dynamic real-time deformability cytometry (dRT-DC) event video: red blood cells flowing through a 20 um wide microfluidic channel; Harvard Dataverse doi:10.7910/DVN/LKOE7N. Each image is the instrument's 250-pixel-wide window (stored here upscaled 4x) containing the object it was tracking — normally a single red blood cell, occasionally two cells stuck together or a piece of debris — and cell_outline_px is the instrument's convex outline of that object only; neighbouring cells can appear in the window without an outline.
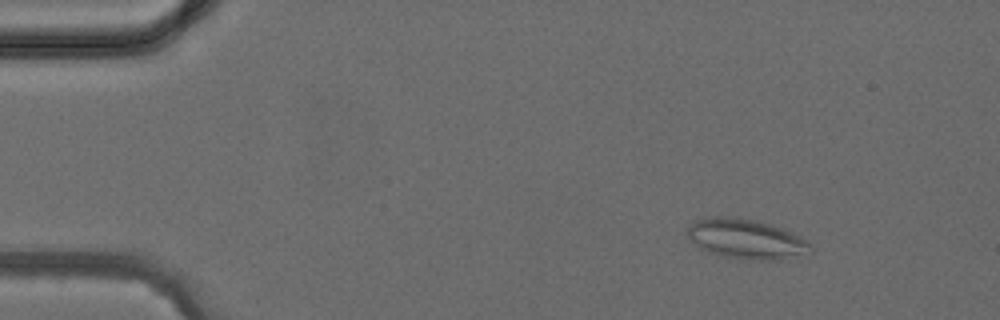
{"species": "common noctule bat (a hibernating species)", "species_latin": "Nyctalus noctula", "temperature_condition": "cold", "stored_images_in_passage": 4, "camera_frame_rate_fps": 3000, "um_per_image_px": 0.085, "animal": {"sex": "female", "body_mass_g": 24.6, "forearm_length_mm": 56.2}, "frame": {"image": 1, "passage_image": 1, "time_ms": 0.0, "image_size_px": [1000, 320], "cell_outline_px": [[812, 252], [808, 256], [784, 260], [752, 260], [716, 256], [700, 248], [688, 236], [688, 224], [696, 220], [716, 216], [752, 220], [784, 228], [800, 236], [812, 244]], "centroid_in_image_um": [63.51, 20.36], "position_along_channel_um": 21.5, "area_um2": 28.96}}
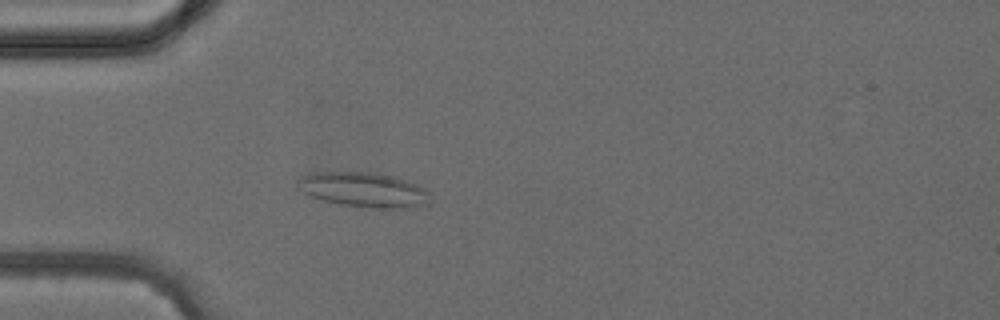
{"frame": {"image": 2, "passage_image": 3, "time_ms": 2.333, "image_size_px": [1000, 320], "cell_outline_px": [[432, 192], [428, 204], [400, 208], [372, 208], [340, 204], [324, 200], [312, 196], [304, 192], [296, 184], [304, 176], [312, 172], [368, 172], [388, 176], [404, 180], [416, 184]], "centroid_in_image_um": [30.95, 16.13], "position_along_channel_um": 54.0, "area_um2": 26.41}}